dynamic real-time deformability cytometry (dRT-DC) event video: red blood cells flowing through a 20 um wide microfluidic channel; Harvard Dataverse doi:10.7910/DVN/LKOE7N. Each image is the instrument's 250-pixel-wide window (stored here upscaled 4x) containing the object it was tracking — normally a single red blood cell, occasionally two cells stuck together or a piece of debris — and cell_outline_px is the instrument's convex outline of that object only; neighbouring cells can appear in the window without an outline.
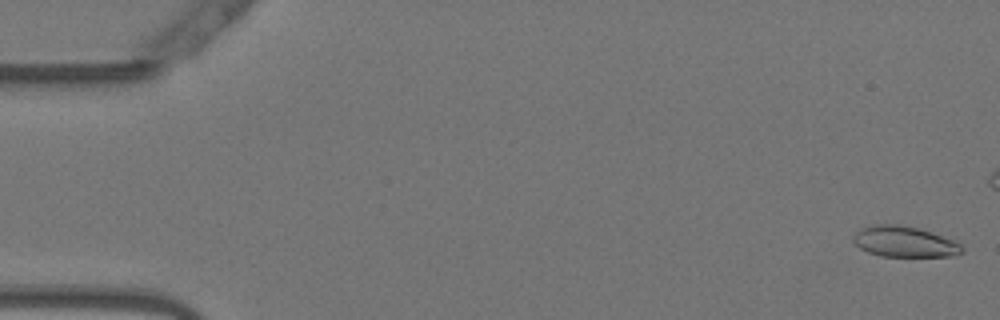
{"species": "Egyptian fruit bat (a non-hibernating species)", "species_latin": "Rousettus aegyptiacus", "temperature_condition": "warm", "stored_images_in_passage": 5, "camera_frame_rate_fps": 3000, "um_per_image_px": 0.085, "animal": {"sex": "female"}, "frame": {"image": 1, "passage_image": 1, "time_ms": 0.0, "image_size_px": [1000, 320], "cell_outline_px": [[964, 252], [956, 256], [880, 256], [868, 252], [860, 248], [852, 240], [852, 236], [860, 228], [872, 224], [900, 224], [920, 228], [956, 240], [964, 248]], "centroid_in_image_um": [76.9, 20.53], "position_along_channel_um": 8.1, "area_um2": 19.88}}